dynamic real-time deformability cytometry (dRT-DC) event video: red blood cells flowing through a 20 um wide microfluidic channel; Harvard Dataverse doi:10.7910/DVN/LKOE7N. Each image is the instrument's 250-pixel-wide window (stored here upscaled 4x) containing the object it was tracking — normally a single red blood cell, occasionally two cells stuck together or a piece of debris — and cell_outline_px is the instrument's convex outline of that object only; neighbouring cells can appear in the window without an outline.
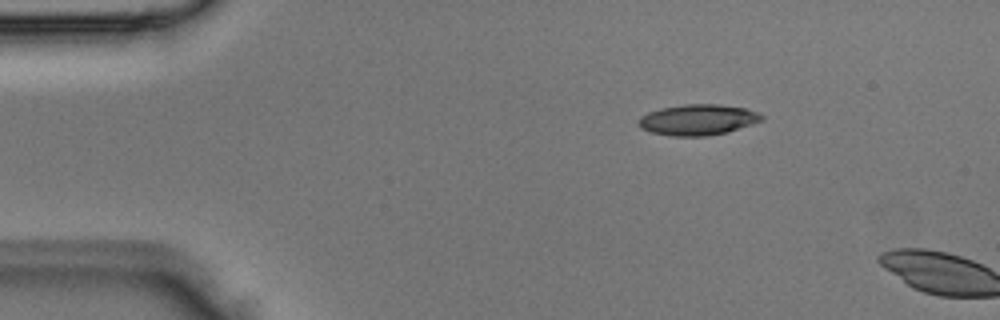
{"species": "Egyptian fruit bat (a non-hibernating species)", "species_latin": "Rousettus aegyptiacus", "temperature_condition": "room temperature", "stored_images_in_passage": 2, "camera_frame_rate_fps": 3000, "um_per_image_px": 0.085, "animal": {"sex": "male"}, "frame": {"image": 1, "passage_image": 1, "time_ms": 0.0, "image_size_px": [1000, 320], "cell_outline_px": [[764, 120], [728, 132], [704, 136], [672, 136], [652, 132], [640, 128], [640, 116], [648, 112], [660, 108], [684, 104], [720, 104], [744, 108], [756, 112], [764, 116]], "centroid_in_image_um": [59.33, 10.17], "position_along_channel_um": 25.7, "area_um2": 22.02}}